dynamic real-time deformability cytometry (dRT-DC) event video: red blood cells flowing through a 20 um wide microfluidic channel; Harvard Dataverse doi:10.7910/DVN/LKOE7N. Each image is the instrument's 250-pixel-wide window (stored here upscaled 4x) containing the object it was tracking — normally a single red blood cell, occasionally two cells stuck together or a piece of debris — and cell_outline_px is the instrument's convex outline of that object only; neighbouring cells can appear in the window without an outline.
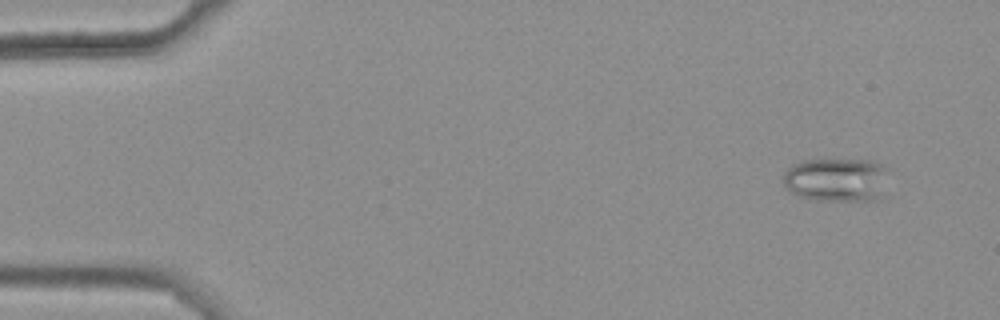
{"species": "common noctule bat (a hibernating species)", "species_latin": "Nyctalus noctula", "temperature_condition": "warm", "stored_images_in_passage": 46, "camera_frame_rate_fps": 3000, "um_per_image_px": 0.085, "animal": {"sex": "female", "body_mass_g": 25.1}, "frame": {"image": 1, "passage_image": 2, "time_ms": 0.333, "image_size_px": [1000, 320], "cell_outline_px": [[888, 172], [884, 196], [872, 200], [812, 200], [800, 196], [784, 188], [784, 172], [792, 164], [804, 160], [868, 160], [880, 164], [888, 168]], "centroid_in_image_um": [71.13, 15.28], "position_along_channel_um": 13.9, "area_um2": 27.17}}
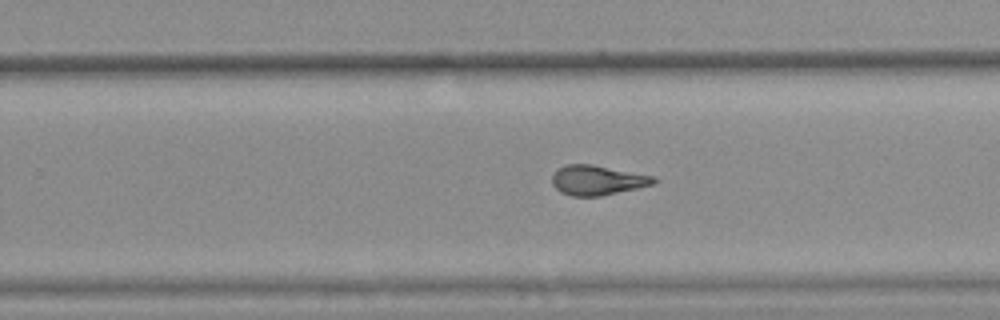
{"frame": {"image": 2, "passage_image": 33, "time_ms": 10.667, "image_size_px": [1000, 320], "cell_outline_px": [[660, 180], [652, 184], [636, 188], [600, 196], [572, 196], [560, 192], [552, 184], [552, 176], [560, 168], [568, 164], [592, 164], [656, 176]], "centroid_in_image_um": [50.81, 15.31], "position_along_channel_um": 279.0, "area_um2": 17.57}}
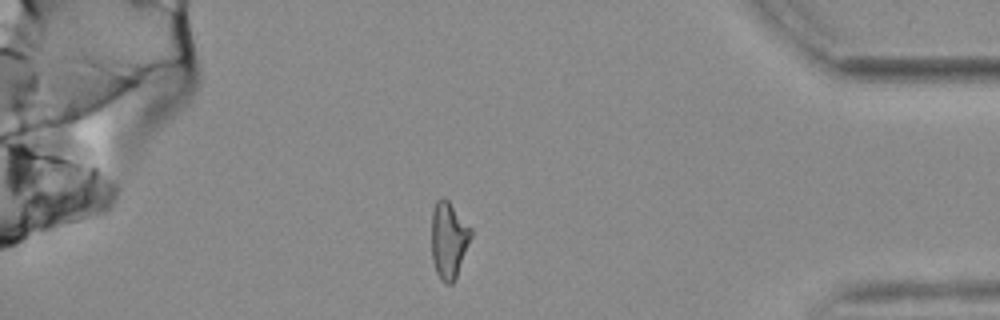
{"frame": {"image": 3, "passage_image": 45, "time_ms": 14.667, "image_size_px": [1000, 320], "cell_outline_px": [[472, 236], [456, 276], [452, 284], [444, 284], [440, 280], [436, 272], [432, 260], [432, 212], [436, 200], [440, 196], [444, 196], [448, 200], [472, 228]], "centroid_in_image_um": [38.13, 20.38], "position_along_channel_um": 397.1, "area_um2": 17.74}, "authors_computed_cell_mechanics": {"area_um2": 18.0914, "velocity_mm_per_s": 3.7137, "shape_relaxation_time_tau1_ms": null, "shape_relaxation_time_tau2_ms": 1.7631, "deformation_change_tau1": null, "deformation_change_tau2": 0.0866}}